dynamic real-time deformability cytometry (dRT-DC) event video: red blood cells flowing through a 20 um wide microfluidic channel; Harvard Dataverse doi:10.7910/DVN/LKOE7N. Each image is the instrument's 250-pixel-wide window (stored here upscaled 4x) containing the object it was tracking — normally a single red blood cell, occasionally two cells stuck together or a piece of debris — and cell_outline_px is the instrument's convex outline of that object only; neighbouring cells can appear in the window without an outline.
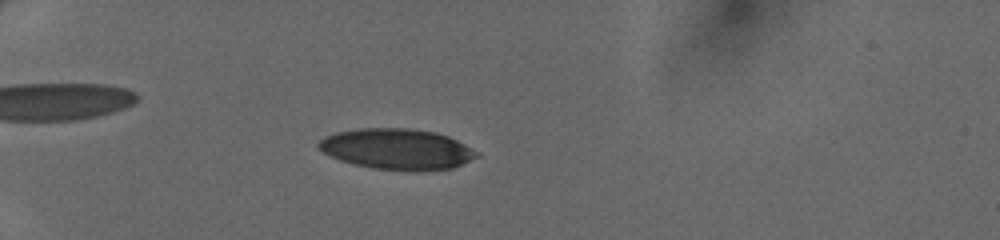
{"species": "human", "species_latin": "Homo sapiens", "temperature_condition": "cold", "stored_images_in_passage": 43, "camera_frame_rate_fps": 3000, "um_per_image_px": 0.085, "donor": {"sex": "female"}, "frame": {"image": 1, "passage_image": 10, "time_ms": 3.0, "image_size_px": [1000, 240], "cell_outline_px": [[480, 156], [452, 168], [428, 172], [416, 172], [372, 168], [352, 164], [340, 160], [316, 148], [316, 144], [324, 136], [336, 132], [360, 128], [408, 128], [436, 132], [448, 136], [480, 152]], "centroid_in_image_um": [33.76, 12.69], "position_along_channel_um": 51.2, "area_um2": 38.09}}
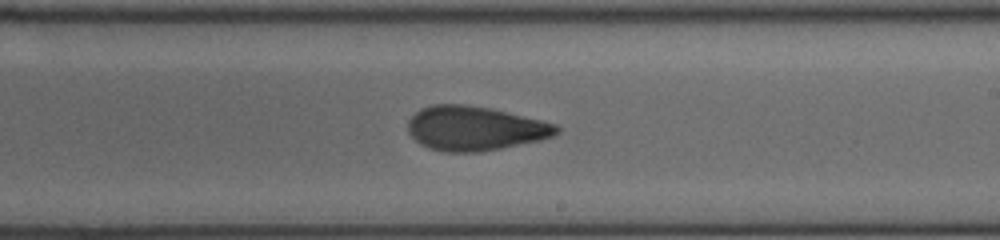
{"frame": {"image": 2, "passage_image": 26, "time_ms": 8.333, "image_size_px": [1000, 240], "cell_outline_px": [[560, 132], [552, 136], [540, 140], [480, 152], [444, 152], [428, 148], [420, 144], [408, 132], [408, 120], [420, 108], [432, 104], [464, 104], [492, 108], [556, 124], [560, 128]], "centroid_in_image_um": [40.34, 10.91], "position_along_channel_um": 248.7, "area_um2": 38.44}}
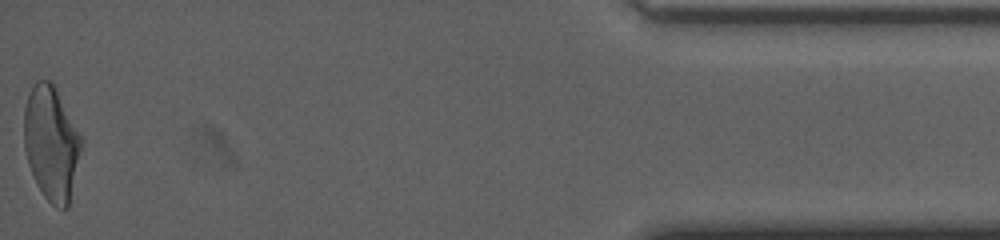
{"frame": {"image": 3, "passage_image": 43, "time_ms": 14.0, "image_size_px": [1000, 240], "cell_outline_px": [[84, 144], [68, 208], [56, 208], [44, 196], [36, 184], [28, 164], [24, 148], [24, 108], [28, 96], [36, 80], [48, 80], [52, 84], [84, 136]], "centroid_in_image_um": [4.4, 12.2], "position_along_channel_um": 430.8, "area_um2": 38.67}}